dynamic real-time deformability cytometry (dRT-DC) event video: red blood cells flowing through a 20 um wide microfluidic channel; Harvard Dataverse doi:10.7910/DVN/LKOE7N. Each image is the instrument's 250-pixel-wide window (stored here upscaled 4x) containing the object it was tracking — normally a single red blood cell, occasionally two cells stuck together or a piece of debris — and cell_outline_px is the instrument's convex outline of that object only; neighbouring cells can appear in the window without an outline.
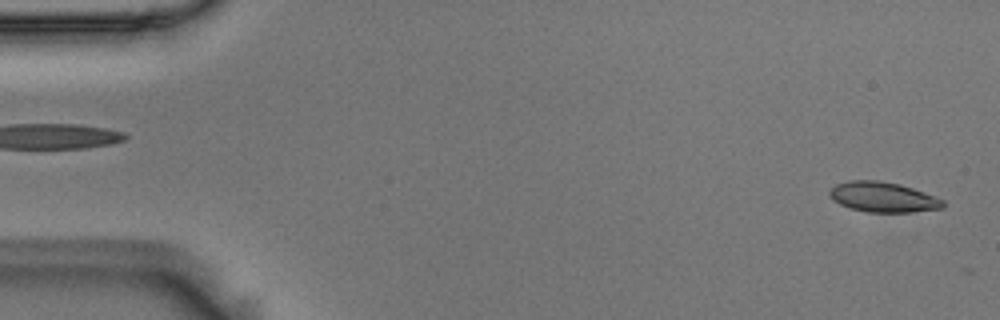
{"species": "Egyptian fruit bat (a non-hibernating species)", "species_latin": "Rousettus aegyptiacus", "temperature_condition": "room temperature", "stored_images_in_passage": 5, "segment_of_instrument_passage": [2, 2], "camera_frame_rate_fps": 3000, "um_per_image_px": 0.085, "animal": {"sex": "male"}, "frame": {"image": 1, "passage_image": 5, "time_ms": 1.333, "image_size_px": [1000, 320], "cell_outline_px": [[944, 208], [912, 212], [868, 212], [852, 208], [840, 204], [832, 200], [828, 192], [836, 184], [848, 180], [880, 180], [900, 184], [924, 192], [944, 200]], "centroid_in_image_um": [75.06, 16.74], "position_along_channel_um": 9.9, "area_um2": 19.94}}